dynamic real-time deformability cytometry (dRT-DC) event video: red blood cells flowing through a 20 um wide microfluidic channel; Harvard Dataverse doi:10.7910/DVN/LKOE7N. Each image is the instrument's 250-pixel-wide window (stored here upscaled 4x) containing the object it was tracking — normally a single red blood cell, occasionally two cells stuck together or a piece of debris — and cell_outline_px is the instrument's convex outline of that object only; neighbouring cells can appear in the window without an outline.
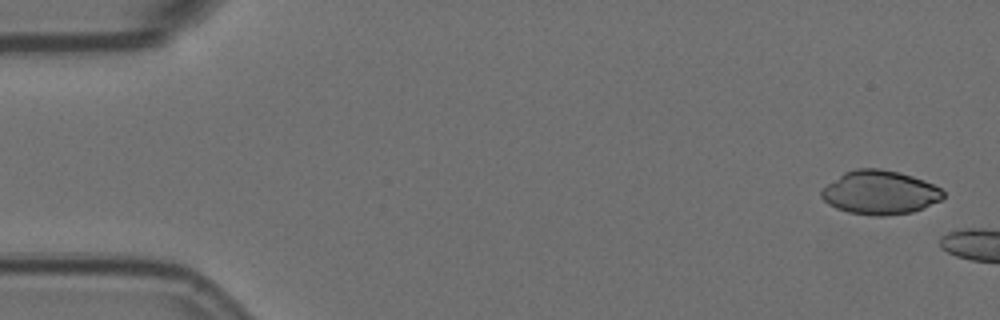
{"species": "Egyptian fruit bat (a non-hibernating species)", "species_latin": "Rousettus aegyptiacus", "temperature_condition": "room temperature", "stored_images_in_passage": 5, "camera_frame_rate_fps": 3000, "um_per_image_px": 0.085, "animal": {"sex": "female"}, "frame": {"image": 1, "passage_image": 1, "time_ms": 0.0, "image_size_px": [1000, 320], "cell_outline_px": [[944, 196], [940, 200], [924, 208], [912, 212], [884, 216], [872, 216], [848, 212], [836, 208], [828, 204], [820, 196], [820, 192], [828, 184], [844, 172], [856, 168], [880, 168], [912, 176], [924, 180], [940, 188], [944, 192]], "centroid_in_image_um": [74.78, 16.37], "position_along_channel_um": 10.2, "area_um2": 31.04}}